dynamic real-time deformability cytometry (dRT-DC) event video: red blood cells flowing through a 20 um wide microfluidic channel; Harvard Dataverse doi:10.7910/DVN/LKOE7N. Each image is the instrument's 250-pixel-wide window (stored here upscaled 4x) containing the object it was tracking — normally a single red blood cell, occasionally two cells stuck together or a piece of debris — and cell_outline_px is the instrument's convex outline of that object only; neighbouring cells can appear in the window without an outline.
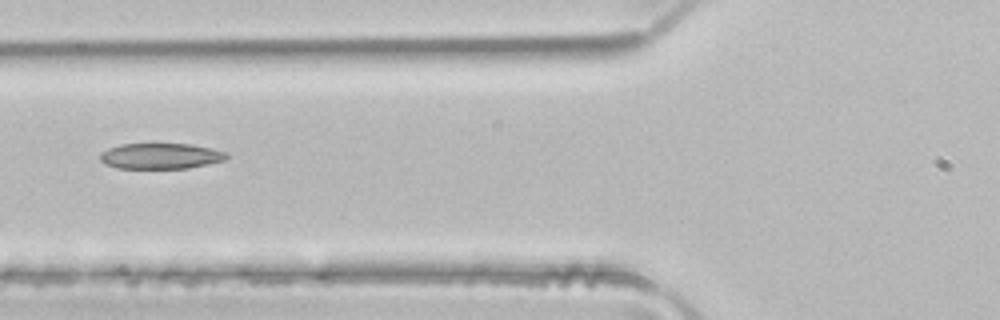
{"species": "common noctule bat (a hibernating species)", "species_latin": "Nyctalus noctula", "temperature_condition": "room temperature", "stored_images_in_passage": 5, "camera_frame_rate_fps": 3000, "um_per_image_px": 0.085, "animal": {"sex": "male", "body_mass_g": 21.5, "forearm_length_mm": 52.0}, "frame": {"image": 1, "passage_image": 5, "time_ms": 1.333, "image_size_px": [1000, 320], "cell_outline_px": [[228, 156], [224, 160], [208, 164], [188, 168], [116, 168], [104, 164], [100, 160], [100, 152], [108, 148], [120, 144], [152, 140], [192, 144], [212, 148], [228, 152]], "centroid_in_image_um": [13.62, 13.2], "position_along_channel_um": 112.2, "area_um2": 20.11}}